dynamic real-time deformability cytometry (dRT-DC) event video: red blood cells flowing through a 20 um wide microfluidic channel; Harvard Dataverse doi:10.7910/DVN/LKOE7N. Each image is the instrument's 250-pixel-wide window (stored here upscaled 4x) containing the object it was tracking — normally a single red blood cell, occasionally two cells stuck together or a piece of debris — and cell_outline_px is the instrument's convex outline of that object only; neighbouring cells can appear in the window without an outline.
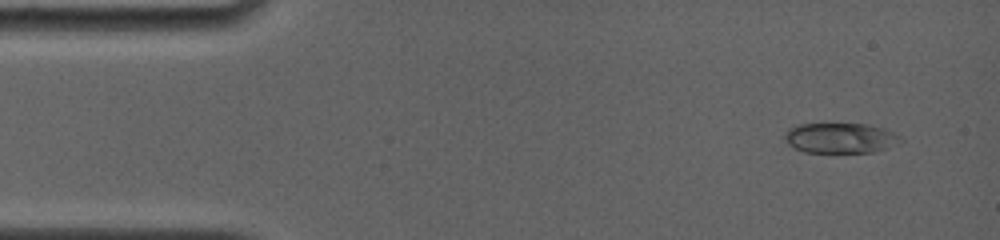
{"species": "common noctule bat (a hibernating species)", "species_latin": "Nyctalus noctula", "temperature_condition": "room temperature", "stored_images_in_passage": 13, "camera_frame_rate_fps": 4000, "um_per_image_px": 0.085, "animal": {"sex": "female", "body_mass_g": 19.0, "forearm_length_mm": 56.7}, "frame": {"image": 1, "passage_image": 2, "time_ms": 0.75, "image_size_px": [1000, 240], "cell_outline_px": [[904, 140], [884, 148], [872, 152], [804, 152], [788, 144], [784, 136], [788, 128], [796, 124], [868, 124], [884, 128], [900, 136]], "centroid_in_image_um": [71.4, 11.72], "position_along_channel_um": 13.6, "area_um2": 20.23}}
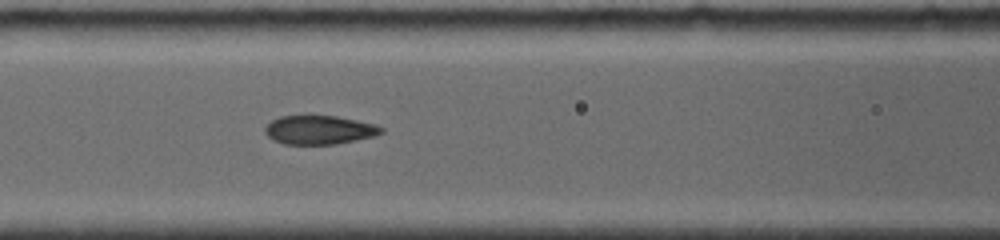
{"frame": {"image": 2, "passage_image": 9, "time_ms": 6.5, "image_size_px": [1000, 240], "cell_outline_px": [[384, 132], [372, 136], [356, 140], [336, 144], [284, 144], [272, 140], [264, 132], [264, 128], [272, 120], [280, 116], [304, 112], [308, 112], [336, 116], [376, 124], [384, 128]], "centroid_in_image_um": [27.09, 10.99], "position_along_channel_um": 139.5, "area_um2": 20.35}}
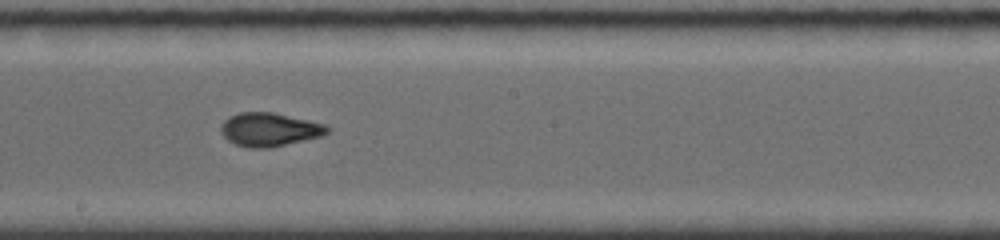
{"frame": {"image": 3, "passage_image": 12, "time_ms": 8.75, "image_size_px": [1000, 240], "cell_outline_px": [[332, 128], [328, 132], [320, 136], [268, 148], [248, 148], [236, 144], [228, 140], [220, 132], [220, 124], [228, 116], [240, 112], [272, 112], [308, 120], [324, 124]], "centroid_in_image_um": [22.86, 11.0], "position_along_channel_um": 225.3, "area_um2": 20.69}}